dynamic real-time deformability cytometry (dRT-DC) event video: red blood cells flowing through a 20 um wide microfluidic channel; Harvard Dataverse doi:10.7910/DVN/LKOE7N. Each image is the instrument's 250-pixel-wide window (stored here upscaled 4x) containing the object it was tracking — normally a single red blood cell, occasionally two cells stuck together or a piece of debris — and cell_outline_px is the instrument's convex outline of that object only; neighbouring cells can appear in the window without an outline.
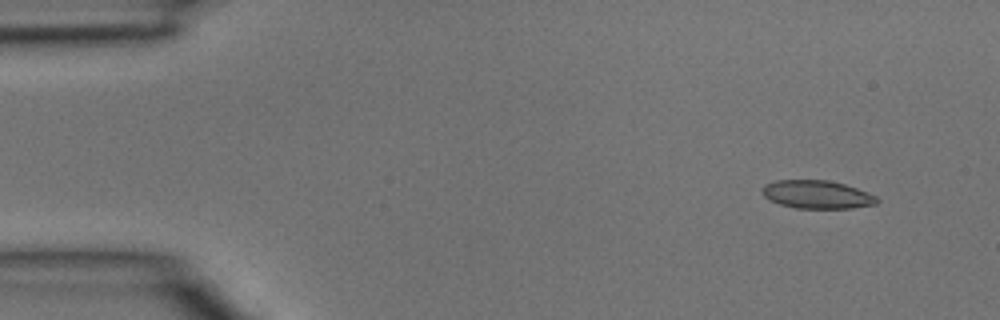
{"species": "common noctule bat (a hibernating species)", "species_latin": "Nyctalus noctula", "temperature_condition": "room temperature", "stored_images_in_passage": 4, "camera_frame_rate_fps": 3000, "um_per_image_px": 0.085, "animal": {"sex": "male", "body_mass_g": 15.6}, "frame": {"image": 1, "passage_image": 1, "time_ms": 0.0, "image_size_px": [1000, 320], "cell_outline_px": [[880, 200], [876, 204], [852, 208], [796, 208], [780, 204], [768, 200], [760, 192], [760, 188], [764, 184], [776, 180], [828, 180], [844, 184], [856, 188], [876, 196]], "centroid_in_image_um": [69.39, 16.53], "position_along_channel_um": 15.6, "area_um2": 18.96}}
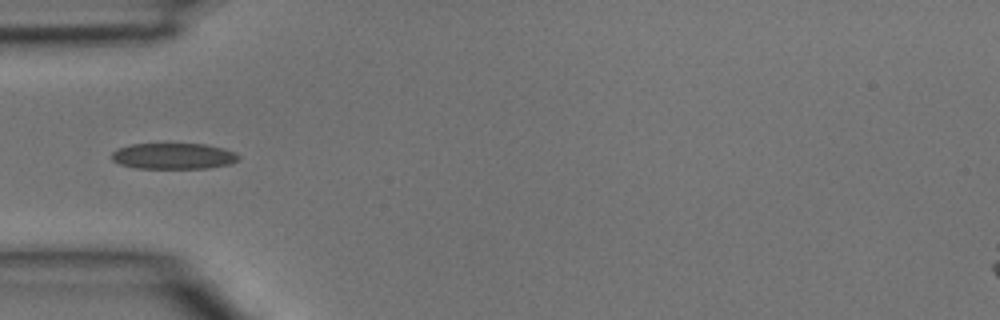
{"frame": {"image": 2, "passage_image": 3, "time_ms": 0.667, "image_size_px": [1000, 320], "cell_outline_px": [[240, 160], [232, 164], [208, 168], [136, 168], [120, 164], [112, 160], [112, 152], [116, 148], [132, 144], [204, 144], [224, 148], [236, 152], [240, 156]], "centroid_in_image_um": [14.79, 13.27], "position_along_channel_um": 70.2, "area_um2": 19.42}}